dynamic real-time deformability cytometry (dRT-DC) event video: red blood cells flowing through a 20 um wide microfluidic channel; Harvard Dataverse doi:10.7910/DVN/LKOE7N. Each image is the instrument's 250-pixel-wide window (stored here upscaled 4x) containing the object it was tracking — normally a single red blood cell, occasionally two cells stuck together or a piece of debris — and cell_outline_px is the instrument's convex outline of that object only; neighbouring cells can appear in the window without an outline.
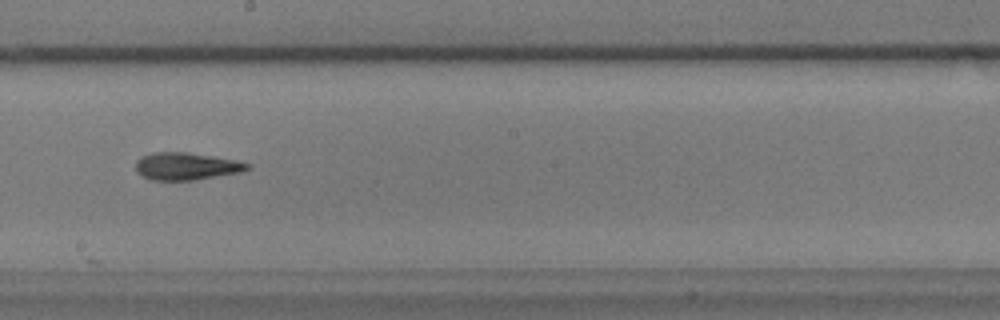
{"species": "common noctule bat (a hibernating species)", "species_latin": "Nyctalus noctula", "temperature_condition": "warm", "stored_images_in_passage": 40, "camera_frame_rate_fps": 3000, "um_per_image_px": 0.085, "animal": {"sex": "male", "body_mass_g": 17.9}, "frame": {"image": 1, "passage_image": 28, "time_ms": 9.0, "image_size_px": [1000, 320], "cell_outline_px": [[252, 164], [248, 168], [240, 172], [192, 180], [152, 180], [136, 172], [136, 160], [140, 156], [152, 152], [188, 152], [236, 160]], "centroid_in_image_um": [15.8, 14.12], "position_along_channel_um": 232.4, "area_um2": 17.74}, "authors_computed_cell_mechanics": {"area_um2": 18.0336, "velocity_mm_per_s": 3.6254, "shape_relaxation_time_tau1_ms": 9.4845, "shape_relaxation_time_tau2_ms": 5.3259, "deformation_change_tau1": 0.2367, "deformation_change_tau2": 0.161}}